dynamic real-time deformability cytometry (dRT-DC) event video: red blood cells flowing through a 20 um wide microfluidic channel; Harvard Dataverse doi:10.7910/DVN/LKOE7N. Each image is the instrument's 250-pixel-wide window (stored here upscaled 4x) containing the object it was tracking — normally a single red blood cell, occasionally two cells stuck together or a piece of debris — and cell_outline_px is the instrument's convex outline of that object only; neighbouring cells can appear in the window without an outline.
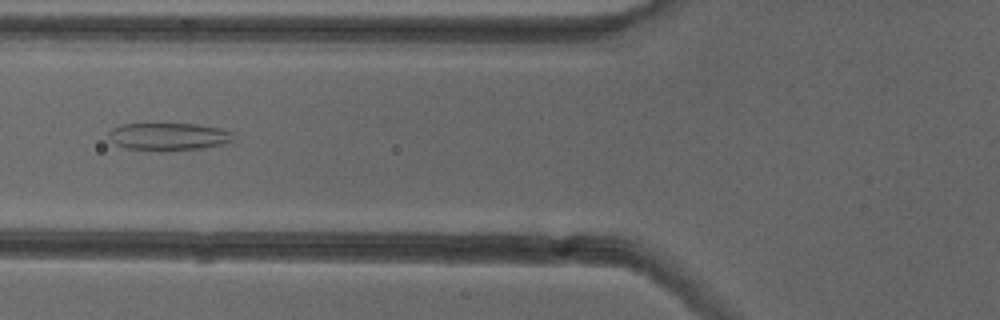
{"species": "common noctule bat (a hibernating species)", "species_latin": "Nyctalus noctula", "temperature_condition": "cold", "stored_images_in_passage": 39, "camera_frame_rate_fps": 3000, "um_per_image_px": 0.085, "animal": {"sex": "female"}, "frame": {"image": 1, "passage_image": 8, "time_ms": 2.333, "image_size_px": [1000, 320], "cell_outline_px": [[232, 140], [228, 144], [200, 148], [160, 152], [156, 152], [128, 148], [116, 144], [108, 136], [108, 132], [112, 128], [120, 124], [196, 124], [220, 128], [232, 132]], "centroid_in_image_um": [14.32, 11.62], "position_along_channel_um": 111.5, "area_um2": 20.23}}
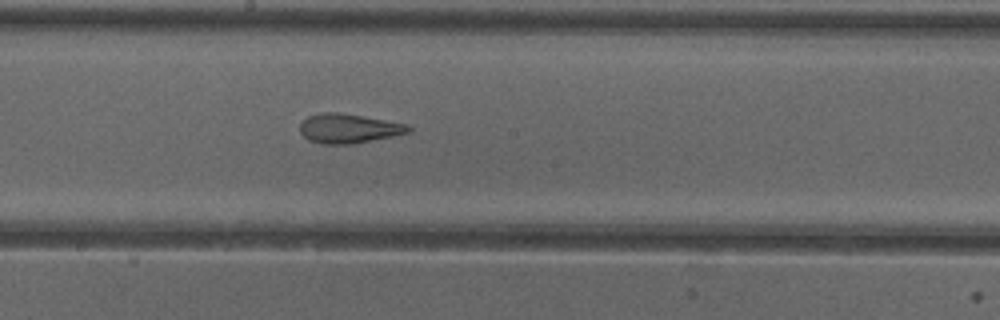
{"frame": {"image": 2, "passage_image": 16, "time_ms": 5.0, "image_size_px": [1000, 320], "cell_outline_px": [[412, 132], [352, 144], [320, 144], [308, 140], [300, 132], [300, 124], [308, 116], [324, 112], [336, 112], [408, 124], [412, 128]], "centroid_in_image_um": [29.63, 10.93], "position_along_channel_um": 218.6, "area_um2": 18.44}}
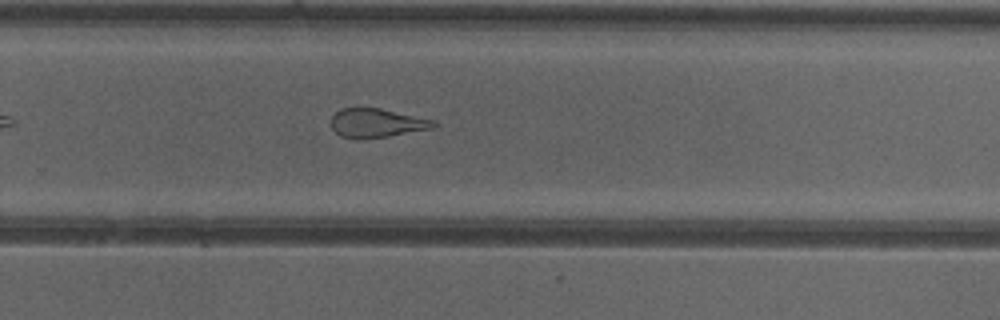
{"frame": {"image": 3, "passage_image": 22, "time_ms": 7.0, "image_size_px": [1000, 320], "cell_outline_px": [[440, 124], [432, 128], [388, 136], [356, 140], [340, 136], [332, 128], [332, 116], [340, 108], [380, 108], [436, 120]], "centroid_in_image_um": [32.03, 10.46], "position_along_channel_um": 297.8, "area_um2": 17.4}, "authors_computed_cell_mechanics": {"area_um2": 20.23, "velocity_mm_per_s": 3.9889, "shape_relaxation_time_tau1_ms": null, "shape_relaxation_time_tau2_ms": 1.7771, "deformation_change_tau1": null, "deformation_change_tau2": 0.1106}}